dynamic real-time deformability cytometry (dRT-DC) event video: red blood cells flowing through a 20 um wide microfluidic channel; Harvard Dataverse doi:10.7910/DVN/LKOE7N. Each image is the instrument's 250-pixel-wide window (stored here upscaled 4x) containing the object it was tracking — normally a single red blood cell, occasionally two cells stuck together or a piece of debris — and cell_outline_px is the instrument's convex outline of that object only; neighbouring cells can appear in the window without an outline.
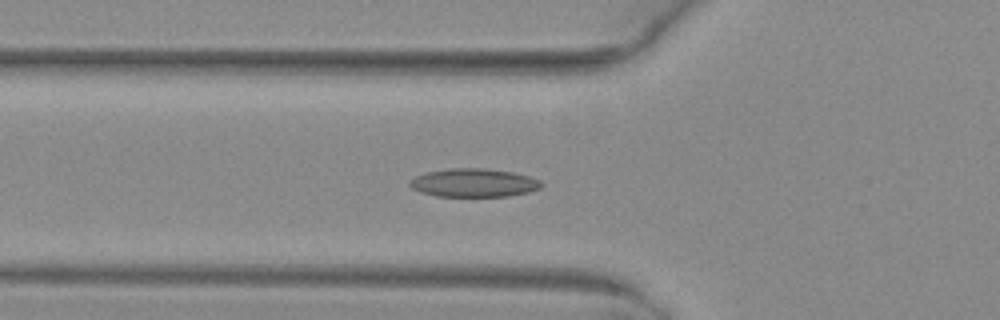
{"species": "common noctule bat (a hibernating species)", "species_latin": "Nyctalus noctula", "temperature_condition": "warm", "stored_images_in_passage": 54, "camera_frame_rate_fps": 3000, "um_per_image_px": 0.085, "animal": {"sex": "female", "body_mass_g": 29.2, "forearm_length_mm": 56.3}, "frame": {"image": 1, "passage_image": 20, "time_ms": 6.333, "image_size_px": [1000, 320], "cell_outline_px": [[544, 184], [540, 188], [528, 192], [508, 196], [436, 196], [420, 192], [412, 188], [408, 184], [408, 180], [416, 176], [428, 172], [448, 168], [484, 168], [512, 172], [528, 176], [540, 180]], "centroid_in_image_um": [40.25, 15.53], "position_along_channel_um": 85.5, "area_um2": 21.79}}
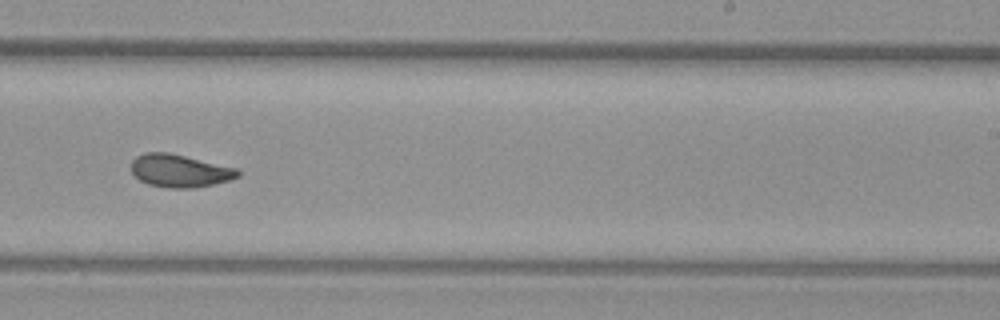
{"frame": {"image": 2, "passage_image": 34, "time_ms": 11.0, "image_size_px": [1000, 320], "cell_outline_px": [[240, 176], [228, 180], [212, 184], [192, 188], [168, 188], [148, 184], [140, 180], [132, 172], [132, 160], [136, 156], [144, 152], [168, 152], [236, 168], [240, 172]], "centroid_in_image_um": [15.25, 14.51], "position_along_channel_um": 273.8, "area_um2": 20.17}}
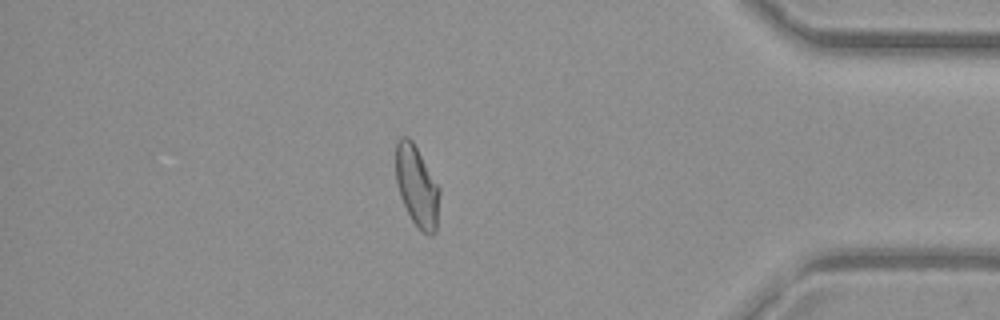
{"frame": {"image": 3, "passage_image": 46, "time_ms": 15.0, "image_size_px": [1000, 320], "cell_outline_px": [[440, 192], [436, 232], [432, 236], [428, 236], [420, 232], [412, 220], [400, 196], [396, 180], [396, 140], [400, 136], [408, 136], [412, 140], [440, 188]], "centroid_in_image_um": [35.44, 15.85], "position_along_channel_um": 399.8, "area_um2": 20.75}}